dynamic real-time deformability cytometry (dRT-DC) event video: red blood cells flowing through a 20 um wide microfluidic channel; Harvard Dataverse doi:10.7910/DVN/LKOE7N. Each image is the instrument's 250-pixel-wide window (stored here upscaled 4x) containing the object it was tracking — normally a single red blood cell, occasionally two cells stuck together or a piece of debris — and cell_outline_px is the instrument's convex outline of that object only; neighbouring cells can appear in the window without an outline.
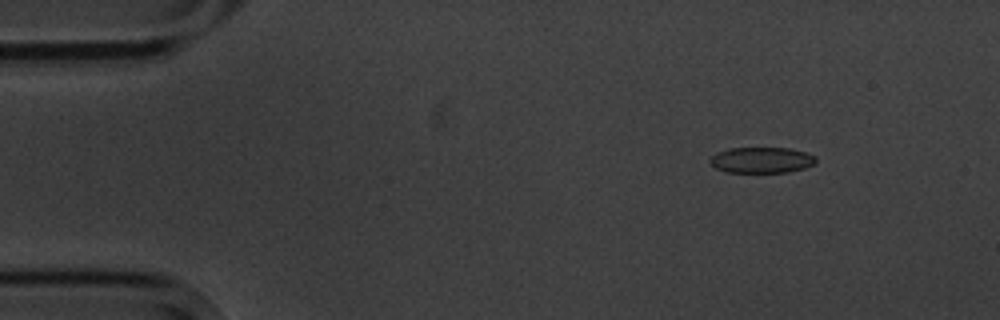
{"species": "common noctule bat (a hibernating species)", "species_latin": "Nyctalus noctula", "temperature_condition": "cold", "stored_images_in_passage": 4, "camera_frame_rate_fps": 3000, "um_per_image_px": 0.085, "animal": {"sex": "male", "body_mass_g": 20.1, "forearm_length_mm": 53.5}, "frame": {"image": 1, "passage_image": 2, "time_ms": 1.333, "image_size_px": [1000, 320], "cell_outline_px": [[816, 160], [812, 164], [804, 168], [788, 172], [728, 172], [716, 168], [708, 160], [716, 152], [728, 148], [788, 148], [804, 152], [816, 156]], "centroid_in_image_um": [64.71, 13.6], "position_along_channel_um": 20.3, "area_um2": 15.84}}